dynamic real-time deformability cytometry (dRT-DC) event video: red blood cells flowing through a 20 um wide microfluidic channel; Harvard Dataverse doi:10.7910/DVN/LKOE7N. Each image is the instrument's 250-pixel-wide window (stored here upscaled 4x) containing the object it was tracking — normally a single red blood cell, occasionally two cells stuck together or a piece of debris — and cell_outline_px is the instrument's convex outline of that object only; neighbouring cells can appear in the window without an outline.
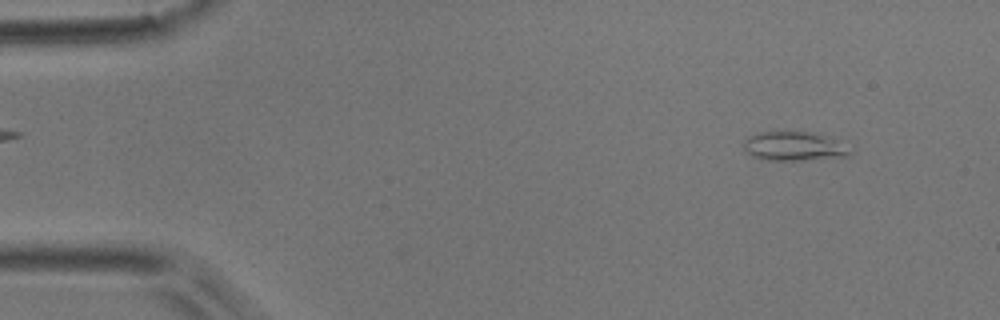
{"species": "common noctule bat (a hibernating species)", "species_latin": "Nyctalus noctula", "temperature_condition": "room temperature", "stored_images_in_passage": 49, "camera_frame_rate_fps": 3000, "um_per_image_px": 0.085, "animal": {"sex": "male", "body_mass_g": 17.9}, "frame": {"image": 1, "passage_image": 4, "time_ms": 1.0, "image_size_px": [1000, 320], "cell_outline_px": [[856, 148], [848, 156], [804, 160], [760, 160], [752, 156], [744, 148], [744, 140], [748, 136], [756, 132], [808, 132], [824, 136]], "centroid_in_image_um": [67.51, 12.44], "position_along_channel_um": 17.5, "area_um2": 18.15}}
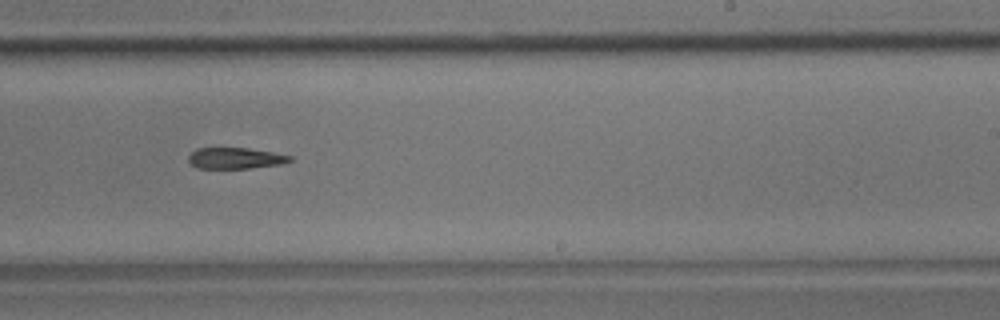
{"frame": {"image": 2, "passage_image": 30, "time_ms": 9.667, "image_size_px": [1000, 320], "cell_outline_px": [[292, 160], [280, 164], [248, 168], [196, 168], [188, 160], [188, 156], [196, 148], [248, 148], [272, 152], [292, 156]], "centroid_in_image_um": [19.98, 13.44], "position_along_channel_um": 269.0, "area_um2": 12.37}}
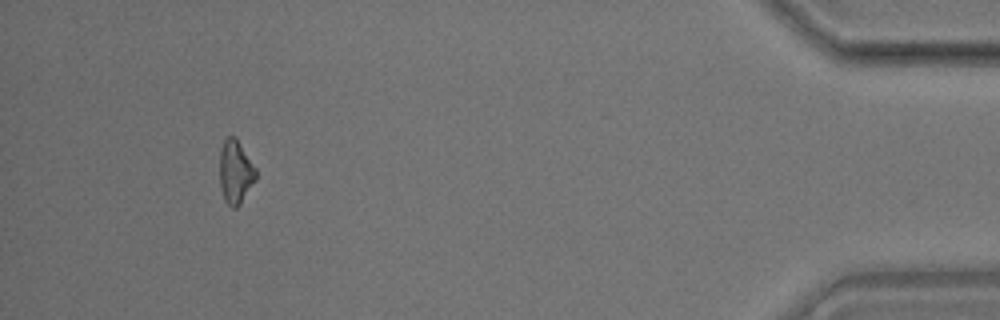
{"frame": {"image": 3, "passage_image": 46, "time_ms": 15.0, "image_size_px": [1000, 320], "cell_outline_px": [[256, 180], [240, 204], [236, 208], [232, 208], [224, 200], [220, 188], [220, 152], [224, 140], [228, 136], [236, 136], [256, 168]], "centroid_in_image_um": [20.02, 14.61], "position_along_channel_um": 415.2, "area_um2": 13.53}}